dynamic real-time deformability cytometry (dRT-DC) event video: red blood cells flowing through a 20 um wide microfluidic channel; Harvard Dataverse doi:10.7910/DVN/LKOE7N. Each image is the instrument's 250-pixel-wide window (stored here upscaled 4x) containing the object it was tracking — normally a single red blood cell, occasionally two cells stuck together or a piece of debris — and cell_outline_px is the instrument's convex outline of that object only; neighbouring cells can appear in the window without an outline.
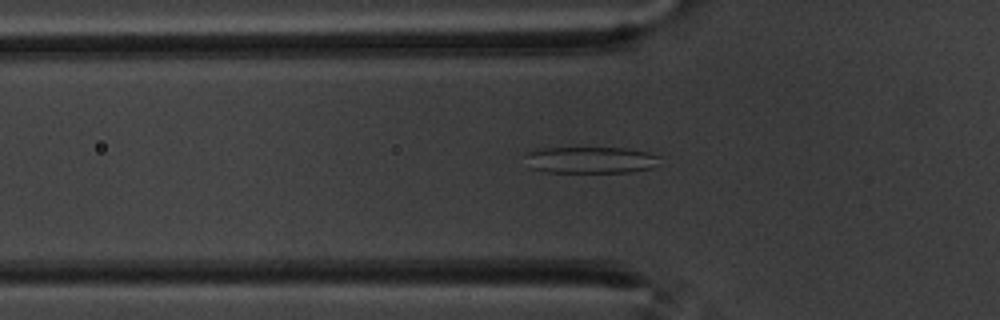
{"species": "common noctule bat (a hibernating species)", "species_latin": "Nyctalus noctula", "temperature_condition": "warm", "stored_images_in_passage": 46, "camera_frame_rate_fps": 3000, "um_per_image_px": 0.085, "animal": {"sex": "male", "body_mass_g": 20.1, "forearm_length_mm": 53.5}, "frame": {"image": 1, "passage_image": 8, "time_ms": 2.333, "image_size_px": [1000, 320], "cell_outline_px": [[660, 156], [652, 168], [628, 172], [548, 172], [528, 168], [524, 156], [528, 152], [536, 148], [628, 148], [648, 152]], "centroid_in_image_um": [50.13, 13.59], "position_along_channel_um": 75.7, "area_um2": 20.98}}
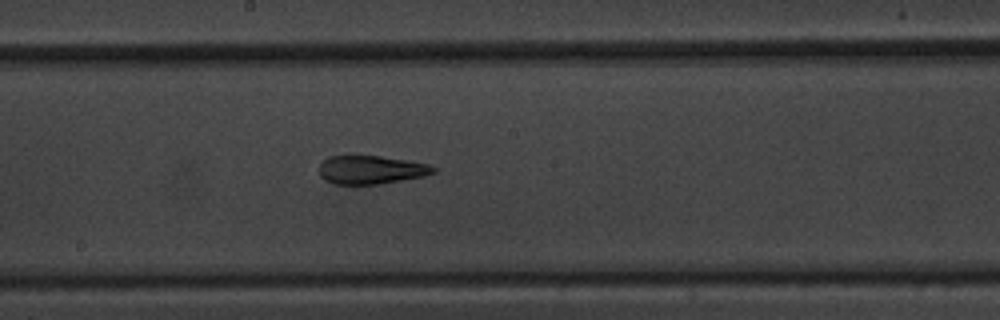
{"frame": {"image": 2, "passage_image": 20, "time_ms": 6.333, "image_size_px": [1000, 320], "cell_outline_px": [[436, 172], [424, 176], [404, 180], [380, 184], [336, 184], [324, 180], [320, 176], [320, 164], [328, 156], [352, 152], [408, 160], [428, 164], [436, 168]], "centroid_in_image_um": [31.5, 14.39], "position_along_channel_um": 216.7, "area_um2": 19.71}}
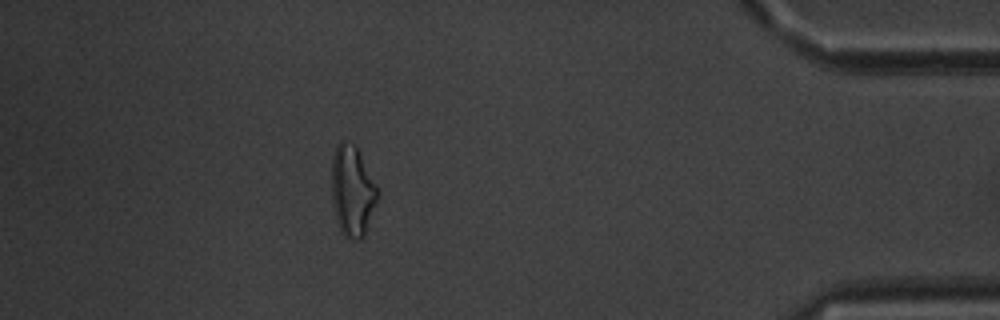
{"frame": {"image": 3, "passage_image": 40, "time_ms": 13.0, "image_size_px": [1000, 320], "cell_outline_px": [[380, 196], [364, 236], [360, 240], [356, 240], [344, 236], [340, 232], [336, 220], [332, 200], [332, 156], [340, 140], [344, 140], [352, 144], [356, 148], [376, 184], [380, 192]], "centroid_in_image_um": [29.96, 16.28], "position_along_channel_um": 405.2, "area_um2": 24.33}}